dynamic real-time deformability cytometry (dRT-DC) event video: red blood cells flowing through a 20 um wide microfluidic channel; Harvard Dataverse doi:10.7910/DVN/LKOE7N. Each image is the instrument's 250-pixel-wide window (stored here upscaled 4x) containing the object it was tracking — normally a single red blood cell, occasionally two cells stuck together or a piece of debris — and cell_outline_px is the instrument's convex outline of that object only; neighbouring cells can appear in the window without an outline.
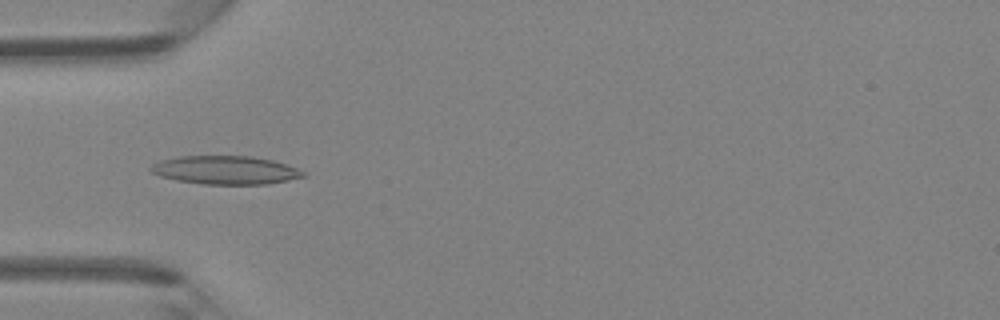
{"species": "Egyptian fruit bat (a non-hibernating species)", "species_latin": "Rousettus aegyptiacus", "temperature_condition": "room temperature", "stored_images_in_passage": 45, "camera_frame_rate_fps": 3000, "um_per_image_px": 0.085, "animal": {"sex": "female"}, "frame": {"image": 1, "passage_image": 14, "time_ms": 4.333, "image_size_px": [1000, 320], "cell_outline_px": [[308, 176], [268, 184], [204, 184], [176, 180], [160, 176], [152, 172], [148, 168], [152, 164], [160, 160], [176, 156], [252, 156], [272, 160], [296, 168], [304, 172]], "centroid_in_image_um": [19.14, 14.45], "position_along_channel_um": 65.9, "area_um2": 25.26}}
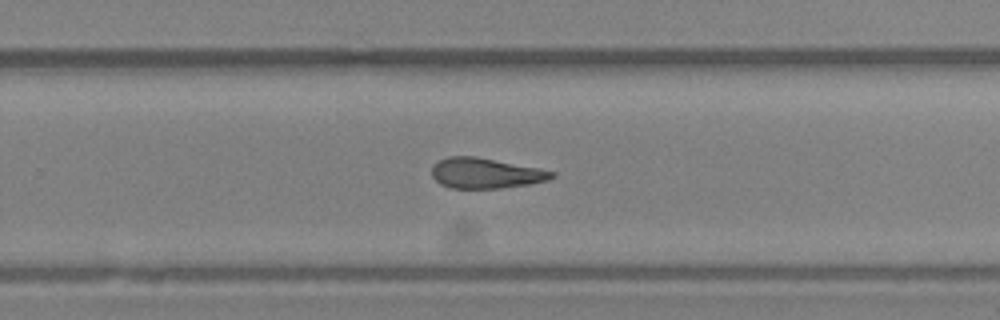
{"frame": {"image": 2, "passage_image": 29, "time_ms": 9.333, "image_size_px": [1000, 320], "cell_outline_px": [[556, 176], [548, 180], [528, 184], [500, 188], [452, 188], [440, 184], [432, 176], [432, 164], [448, 156], [476, 156], [556, 172]], "centroid_in_image_um": [41.25, 14.72], "position_along_channel_um": 288.6, "area_um2": 21.1}}
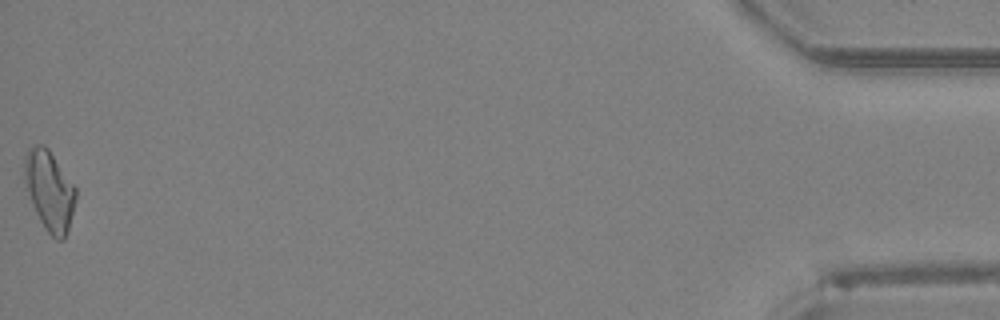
{"frame": {"image": 3, "passage_image": 45, "time_ms": 14.667, "image_size_px": [1000, 320], "cell_outline_px": [[76, 196], [68, 228], [64, 240], [56, 240], [44, 228], [32, 204], [24, 180], [24, 156], [28, 148], [32, 144], [44, 144], [48, 148], [76, 188]], "centroid_in_image_um": [4.18, 16.16], "position_along_channel_um": 431.0, "area_um2": 23.7}}